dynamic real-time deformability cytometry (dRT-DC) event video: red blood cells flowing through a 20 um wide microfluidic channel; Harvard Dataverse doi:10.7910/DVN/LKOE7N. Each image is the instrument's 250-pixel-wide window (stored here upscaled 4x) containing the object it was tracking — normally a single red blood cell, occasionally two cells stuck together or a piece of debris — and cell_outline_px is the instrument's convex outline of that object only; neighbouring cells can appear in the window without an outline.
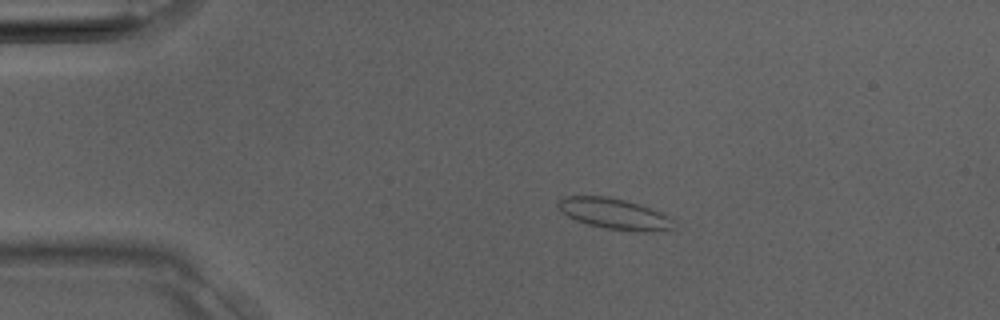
{"species": "Egyptian fruit bat (a non-hibernating species)", "species_latin": "Rousettus aegyptiacus", "temperature_condition": "room temperature", "stored_images_in_passage": 31, "camera_frame_rate_fps": 3000, "um_per_image_px": 0.085, "animal": {"sex": "male"}, "frame": {"image": 1, "passage_image": 1, "time_ms": 0.0, "image_size_px": [1000, 320], "cell_outline_px": [[672, 232], [636, 232], [604, 228], [588, 224], [576, 220], [568, 216], [556, 204], [564, 196], [604, 196], [624, 200], [640, 204], [660, 212], [668, 216], [672, 220]], "centroid_in_image_um": [52.28, 18.2], "position_along_channel_um": 32.7, "area_um2": 20.81}}
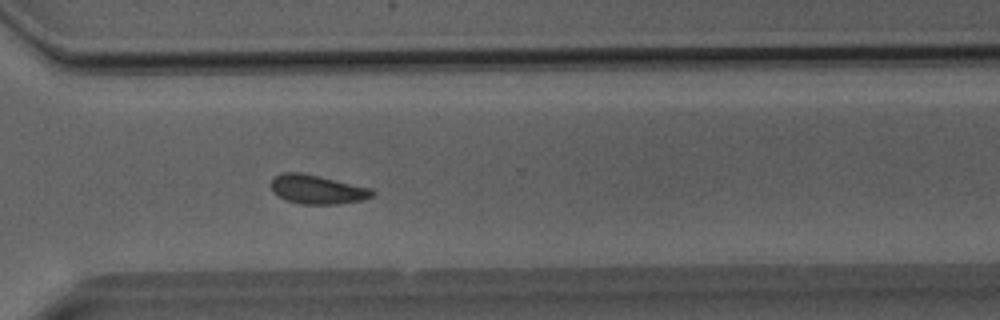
{"frame": {"image": 2, "passage_image": 21, "time_ms": 6.667, "image_size_px": [1000, 320], "cell_outline_px": [[376, 192], [372, 196], [364, 200], [336, 204], [300, 204], [284, 200], [272, 192], [272, 180], [276, 176], [284, 172], [300, 172], [320, 176], [372, 188]], "centroid_in_image_um": [26.98, 16.11], "position_along_channel_um": 343.6, "area_um2": 17.22}}
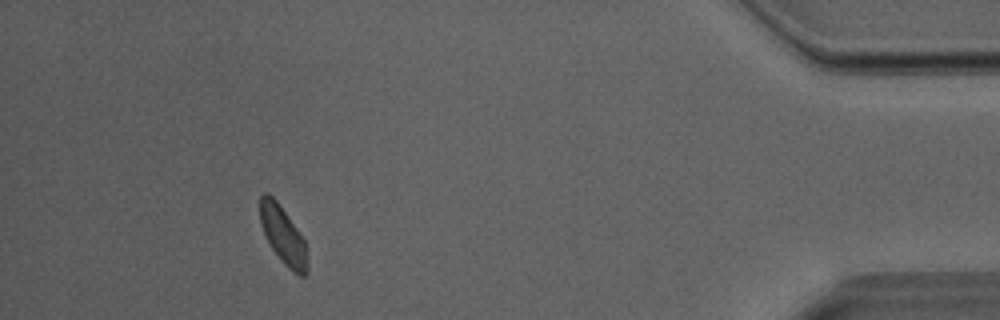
{"frame": {"image": 3, "passage_image": 28, "time_ms": 9.0, "image_size_px": [1000, 320], "cell_outline_px": [[304, 276], [300, 276], [292, 272], [284, 264], [272, 248], [260, 224], [260, 196], [264, 192], [268, 192], [276, 200], [300, 232], [304, 240]], "centroid_in_image_um": [23.99, 19.91], "position_along_channel_um": 411.2, "area_um2": 15.2}}